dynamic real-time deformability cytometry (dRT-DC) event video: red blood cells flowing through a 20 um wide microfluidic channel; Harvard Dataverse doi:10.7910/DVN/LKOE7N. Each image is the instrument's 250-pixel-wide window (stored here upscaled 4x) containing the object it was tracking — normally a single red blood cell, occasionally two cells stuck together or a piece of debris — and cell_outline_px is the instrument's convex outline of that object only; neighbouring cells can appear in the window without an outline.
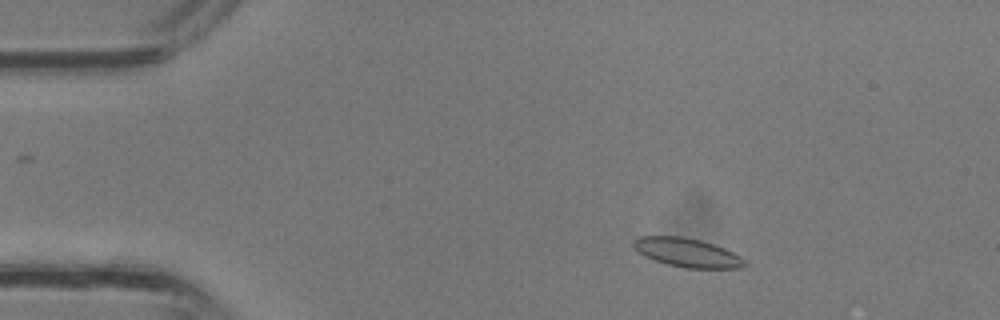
{"species": "common noctule bat (a hibernating species)", "species_latin": "Nyctalus noctula", "temperature_condition": "room temperature", "stored_images_in_passage": 34, "camera_frame_rate_fps": 3000, "um_per_image_px": 0.085, "animal": {"sex": "male", "body_mass_g": 13.3}, "frame": {"image": 1, "passage_image": 5, "time_ms": 1.333, "image_size_px": [1000, 320], "cell_outline_px": [[744, 264], [740, 268], [684, 268], [668, 264], [644, 256], [632, 244], [632, 240], [640, 236], [684, 236], [700, 240], [724, 248], [740, 256], [744, 260]], "centroid_in_image_um": [58.38, 21.46], "position_along_channel_um": 26.6, "area_um2": 18.44}}
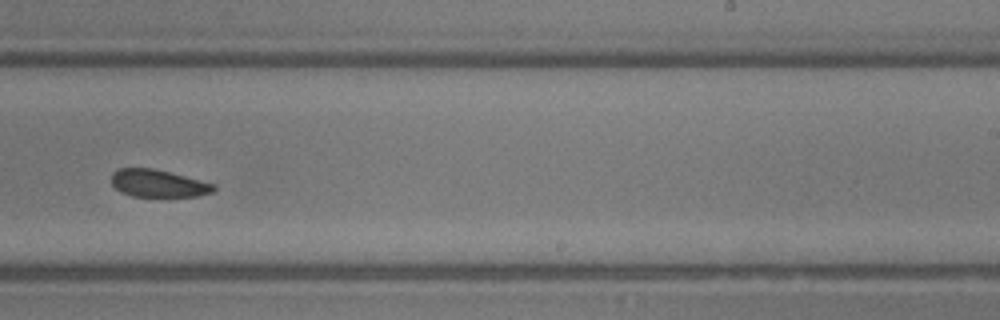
{"frame": {"image": 2, "passage_image": 21, "time_ms": 6.667, "image_size_px": [1000, 320], "cell_outline_px": [[216, 188], [212, 192], [196, 196], [132, 196], [120, 192], [112, 184], [112, 172], [120, 168], [152, 168], [216, 184]], "centroid_in_image_um": [13.43, 15.59], "position_along_channel_um": 275.6, "area_um2": 16.18}}
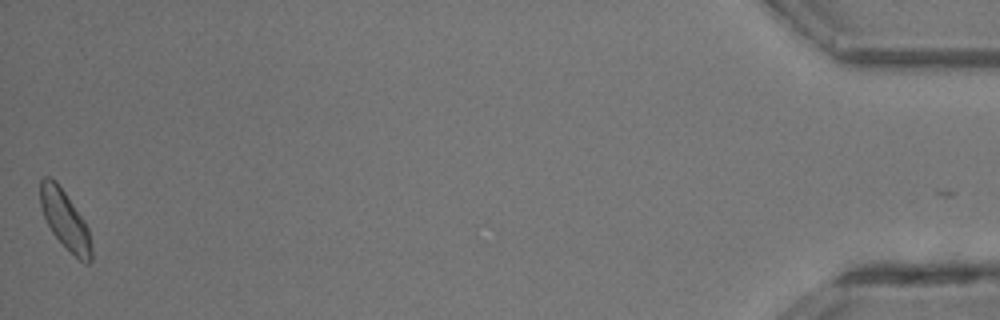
{"frame": {"image": 3, "passage_image": 34, "time_ms": 11.0, "image_size_px": [1000, 320], "cell_outline_px": [[92, 260], [88, 264], [84, 264], [52, 232], [44, 216], [40, 204], [40, 180], [44, 176], [48, 176], [56, 180], [84, 220], [88, 228], [92, 248]], "centroid_in_image_um": [5.53, 18.66], "position_along_channel_um": 429.7, "area_um2": 17.22}}